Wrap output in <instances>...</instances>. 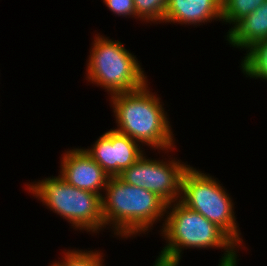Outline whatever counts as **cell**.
<instances>
[{"label": "cell", "instance_id": "6da1fadb", "mask_svg": "<svg viewBox=\"0 0 267 266\" xmlns=\"http://www.w3.org/2000/svg\"><path fill=\"white\" fill-rule=\"evenodd\" d=\"M150 83L134 91L110 95L108 101L116 124L112 129L154 153L178 144L167 112L170 110L166 109L168 105L165 107L162 96L153 92Z\"/></svg>", "mask_w": 267, "mask_h": 266}, {"label": "cell", "instance_id": "7a4b0ae2", "mask_svg": "<svg viewBox=\"0 0 267 266\" xmlns=\"http://www.w3.org/2000/svg\"><path fill=\"white\" fill-rule=\"evenodd\" d=\"M104 232L110 237L128 240L152 233L164 225L167 203L154 192L110 177L101 196ZM162 223V224H161Z\"/></svg>", "mask_w": 267, "mask_h": 266}, {"label": "cell", "instance_id": "3957f363", "mask_svg": "<svg viewBox=\"0 0 267 266\" xmlns=\"http://www.w3.org/2000/svg\"><path fill=\"white\" fill-rule=\"evenodd\" d=\"M158 234L165 240L158 252L164 258L181 262L184 250L216 249L223 252L218 265L241 260L242 248L223 229L180 201L167 204L164 225Z\"/></svg>", "mask_w": 267, "mask_h": 266}, {"label": "cell", "instance_id": "277c9868", "mask_svg": "<svg viewBox=\"0 0 267 266\" xmlns=\"http://www.w3.org/2000/svg\"><path fill=\"white\" fill-rule=\"evenodd\" d=\"M95 33H92L89 55L84 65V80L88 85L92 83V86L100 87L107 97L143 87L149 78L141 60L127 50L119 39L113 40L103 33Z\"/></svg>", "mask_w": 267, "mask_h": 266}, {"label": "cell", "instance_id": "5b68a950", "mask_svg": "<svg viewBox=\"0 0 267 266\" xmlns=\"http://www.w3.org/2000/svg\"><path fill=\"white\" fill-rule=\"evenodd\" d=\"M24 182L25 190L50 212L69 223V228L86 234L104 231L101 195L68 184L59 174Z\"/></svg>", "mask_w": 267, "mask_h": 266}, {"label": "cell", "instance_id": "8992f818", "mask_svg": "<svg viewBox=\"0 0 267 266\" xmlns=\"http://www.w3.org/2000/svg\"><path fill=\"white\" fill-rule=\"evenodd\" d=\"M204 172L193 165L185 170L181 181L180 202L218 225L243 251H248L240 224L236 221V201L216 175Z\"/></svg>", "mask_w": 267, "mask_h": 266}, {"label": "cell", "instance_id": "52a82bcc", "mask_svg": "<svg viewBox=\"0 0 267 266\" xmlns=\"http://www.w3.org/2000/svg\"><path fill=\"white\" fill-rule=\"evenodd\" d=\"M175 148L177 149L174 147L154 153L157 155L154 157L161 154L159 158L149 157L146 150L143 156L124 169L118 177L127 184L154 192L167 204L180 201L182 176L190 164L174 156Z\"/></svg>", "mask_w": 267, "mask_h": 266}, {"label": "cell", "instance_id": "ba28073f", "mask_svg": "<svg viewBox=\"0 0 267 266\" xmlns=\"http://www.w3.org/2000/svg\"><path fill=\"white\" fill-rule=\"evenodd\" d=\"M85 151L95 160L109 177H118L129 168L147 149L129 136L110 128L104 131Z\"/></svg>", "mask_w": 267, "mask_h": 266}, {"label": "cell", "instance_id": "9c48e42d", "mask_svg": "<svg viewBox=\"0 0 267 266\" xmlns=\"http://www.w3.org/2000/svg\"><path fill=\"white\" fill-rule=\"evenodd\" d=\"M60 155L58 174L68 184L102 196L110 177L83 147H68Z\"/></svg>", "mask_w": 267, "mask_h": 266}, {"label": "cell", "instance_id": "30bf717a", "mask_svg": "<svg viewBox=\"0 0 267 266\" xmlns=\"http://www.w3.org/2000/svg\"><path fill=\"white\" fill-rule=\"evenodd\" d=\"M217 21L222 24V0H168L162 25L197 28Z\"/></svg>", "mask_w": 267, "mask_h": 266}, {"label": "cell", "instance_id": "8fae6325", "mask_svg": "<svg viewBox=\"0 0 267 266\" xmlns=\"http://www.w3.org/2000/svg\"><path fill=\"white\" fill-rule=\"evenodd\" d=\"M230 47L246 51L253 44L267 39V0L241 20L225 37Z\"/></svg>", "mask_w": 267, "mask_h": 266}, {"label": "cell", "instance_id": "7c38bea8", "mask_svg": "<svg viewBox=\"0 0 267 266\" xmlns=\"http://www.w3.org/2000/svg\"><path fill=\"white\" fill-rule=\"evenodd\" d=\"M240 59V70L246 78L267 83V39L253 44Z\"/></svg>", "mask_w": 267, "mask_h": 266}, {"label": "cell", "instance_id": "4fadbf2b", "mask_svg": "<svg viewBox=\"0 0 267 266\" xmlns=\"http://www.w3.org/2000/svg\"><path fill=\"white\" fill-rule=\"evenodd\" d=\"M62 253V254H61ZM60 253L59 260H53L58 266H106L105 257L106 253L102 252L99 248L88 250L85 248H67L63 249Z\"/></svg>", "mask_w": 267, "mask_h": 266}, {"label": "cell", "instance_id": "5bb4252c", "mask_svg": "<svg viewBox=\"0 0 267 266\" xmlns=\"http://www.w3.org/2000/svg\"><path fill=\"white\" fill-rule=\"evenodd\" d=\"M266 0H222V25H228L226 36L241 20L259 8Z\"/></svg>", "mask_w": 267, "mask_h": 266}, {"label": "cell", "instance_id": "9a60e30c", "mask_svg": "<svg viewBox=\"0 0 267 266\" xmlns=\"http://www.w3.org/2000/svg\"><path fill=\"white\" fill-rule=\"evenodd\" d=\"M168 0H134L137 21L147 26L161 24L167 9Z\"/></svg>", "mask_w": 267, "mask_h": 266}, {"label": "cell", "instance_id": "2e32d148", "mask_svg": "<svg viewBox=\"0 0 267 266\" xmlns=\"http://www.w3.org/2000/svg\"><path fill=\"white\" fill-rule=\"evenodd\" d=\"M102 2L112 12V15L137 21L134 0H102Z\"/></svg>", "mask_w": 267, "mask_h": 266}, {"label": "cell", "instance_id": "e0dca14e", "mask_svg": "<svg viewBox=\"0 0 267 266\" xmlns=\"http://www.w3.org/2000/svg\"><path fill=\"white\" fill-rule=\"evenodd\" d=\"M156 259L153 262L152 266H180V261H175L172 259L164 258L162 256H155Z\"/></svg>", "mask_w": 267, "mask_h": 266}, {"label": "cell", "instance_id": "ac0fdd59", "mask_svg": "<svg viewBox=\"0 0 267 266\" xmlns=\"http://www.w3.org/2000/svg\"><path fill=\"white\" fill-rule=\"evenodd\" d=\"M239 261L240 260H238L237 262L231 263V264L216 265V266H238L239 265Z\"/></svg>", "mask_w": 267, "mask_h": 266}, {"label": "cell", "instance_id": "d6986e66", "mask_svg": "<svg viewBox=\"0 0 267 266\" xmlns=\"http://www.w3.org/2000/svg\"><path fill=\"white\" fill-rule=\"evenodd\" d=\"M51 263H49V265H47V266H58L53 260L52 261H50Z\"/></svg>", "mask_w": 267, "mask_h": 266}]
</instances>
